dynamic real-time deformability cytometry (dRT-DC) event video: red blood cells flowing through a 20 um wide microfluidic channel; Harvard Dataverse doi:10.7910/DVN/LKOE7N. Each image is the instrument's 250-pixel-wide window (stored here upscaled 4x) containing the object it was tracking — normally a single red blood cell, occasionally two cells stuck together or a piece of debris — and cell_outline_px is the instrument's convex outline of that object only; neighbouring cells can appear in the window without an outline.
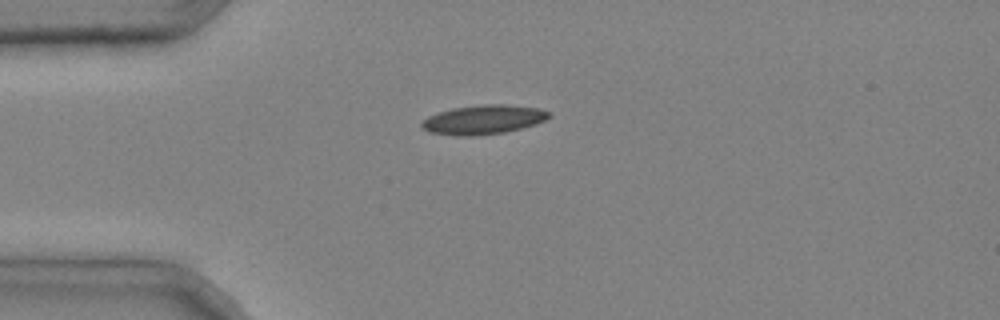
{"species": "common noctule bat (a hibernating species)", "species_latin": "Nyctalus noctula", "temperature_condition": "cold", "stored_images_in_passage": 2, "camera_frame_rate_fps": 3000, "um_per_image_px": 0.085, "animal": {"sex": "male", "body_mass_g": 20.4}, "frame": {"image": 1, "passage_image": 2, "time_ms": 0.333, "image_size_px": [1000, 320], "cell_outline_px": [[552, 116], [536, 124], [504, 132], [472, 136], [456, 136], [428, 132], [420, 128], [420, 124], [428, 116], [452, 108], [480, 104], [504, 104], [540, 108], [552, 112]], "centroid_in_image_um": [41.09, 10.16], "position_along_channel_um": 43.9, "area_um2": 21.85}}